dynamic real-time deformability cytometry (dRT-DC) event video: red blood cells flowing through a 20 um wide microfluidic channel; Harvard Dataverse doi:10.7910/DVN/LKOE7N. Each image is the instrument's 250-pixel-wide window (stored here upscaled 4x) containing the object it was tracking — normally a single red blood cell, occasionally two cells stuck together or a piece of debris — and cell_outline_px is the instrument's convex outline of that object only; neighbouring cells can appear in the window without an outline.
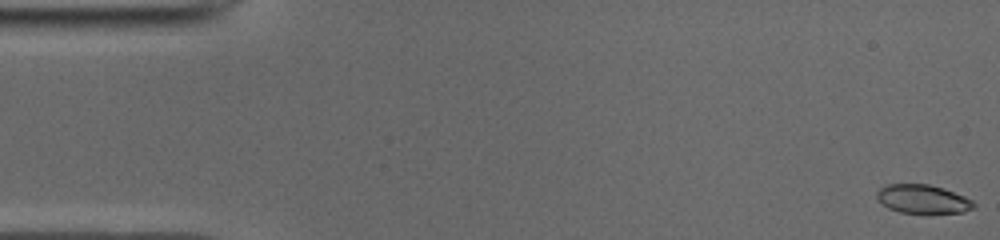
{"species": "common noctule bat (a hibernating species)", "species_latin": "Nyctalus noctula", "temperature_condition": "cold", "stored_images_in_passage": 51, "camera_frame_rate_fps": 3000, "um_per_image_px": 0.085, "animal": {"sex": "male", "body_mass_g": 19.0, "forearm_length_mm": 50.8}, "frame": {"image": 1, "passage_image": 1, "time_ms": 0.0, "image_size_px": [1000, 240], "cell_outline_px": [[976, 208], [964, 212], [900, 212], [888, 208], [876, 196], [876, 192], [880, 188], [888, 184], [928, 184], [944, 188], [964, 196], [972, 200], [976, 204]], "centroid_in_image_um": [78.47, 16.9], "position_along_channel_um": 6.5, "area_um2": 16.01}}
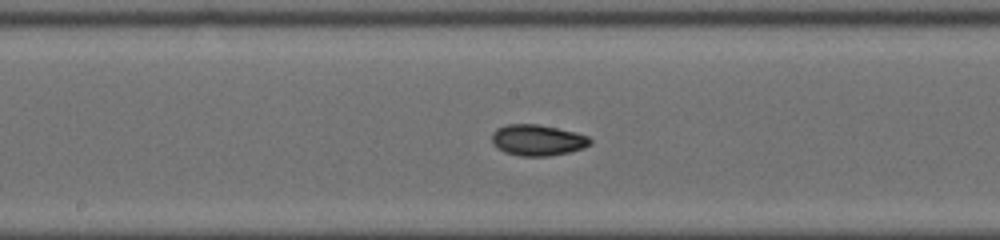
{"frame": {"image": 2, "passage_image": 26, "time_ms": 8.333, "image_size_px": [1000, 240], "cell_outline_px": [[592, 144], [584, 148], [568, 152], [548, 156], [520, 156], [504, 152], [496, 148], [492, 140], [492, 132], [496, 128], [508, 124], [540, 124], [576, 132], [588, 136], [592, 140]], "centroid_in_image_um": [45.7, 11.9], "position_along_channel_um": 202.5, "area_um2": 17.98}}
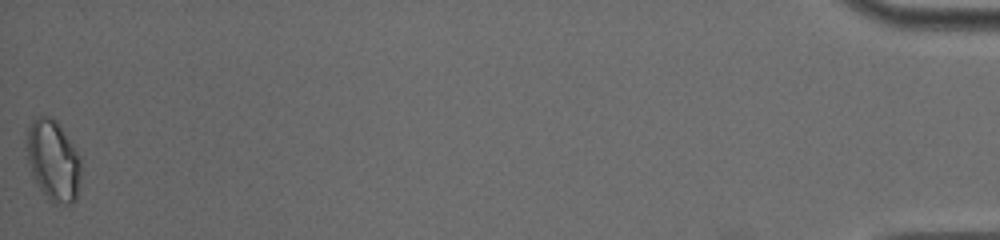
{"frame": {"image": 3, "passage_image": 51, "time_ms": 16.667, "image_size_px": [1000, 240], "cell_outline_px": [[80, 176], [76, 200], [72, 204], [52, 204], [40, 188], [32, 172], [28, 160], [28, 128], [32, 120], [36, 116], [52, 116], [56, 120], [80, 156]], "centroid_in_image_um": [4.55, 13.65], "position_along_channel_um": 430.7, "area_um2": 25.2}, "authors_computed_cell_mechanics": {"area_um2": 17.2244, "velocity_mm_per_s": 3.9412, "shape_relaxation_time_tau1_ms": 2.3617, "shape_relaxation_time_tau2_ms": 2.7406, "deformation_change_tau1": 0.1223, "deformation_change_tau2": 0.0637}}